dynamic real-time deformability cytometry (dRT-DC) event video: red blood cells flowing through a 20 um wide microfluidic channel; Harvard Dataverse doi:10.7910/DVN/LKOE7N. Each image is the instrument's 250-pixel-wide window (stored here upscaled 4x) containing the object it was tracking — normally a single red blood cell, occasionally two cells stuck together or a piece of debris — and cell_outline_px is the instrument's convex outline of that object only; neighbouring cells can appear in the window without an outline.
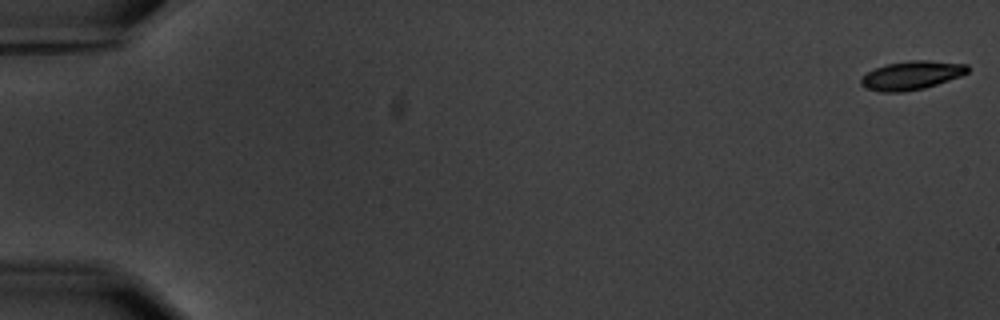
{"species": "common noctule bat (a hibernating species)", "species_latin": "Nyctalus noctula", "temperature_condition": "warm", "stored_images_in_passage": 6, "camera_frame_rate_fps": 3000, "um_per_image_px": 0.085, "animal": {"sex": "male", "body_mass_g": 20.1, "forearm_length_mm": 53.5}, "frame": {"image": 1, "passage_image": 1, "time_ms": 0.0, "image_size_px": [1000, 320], "cell_outline_px": [[968, 72], [960, 76], [924, 88], [904, 92], [880, 92], [864, 88], [860, 84], [860, 80], [868, 72], [876, 68], [888, 64], [908, 60], [928, 60], [968, 64]], "centroid_in_image_um": [77.47, 6.41], "position_along_channel_um": 7.5, "area_um2": 17.74}}
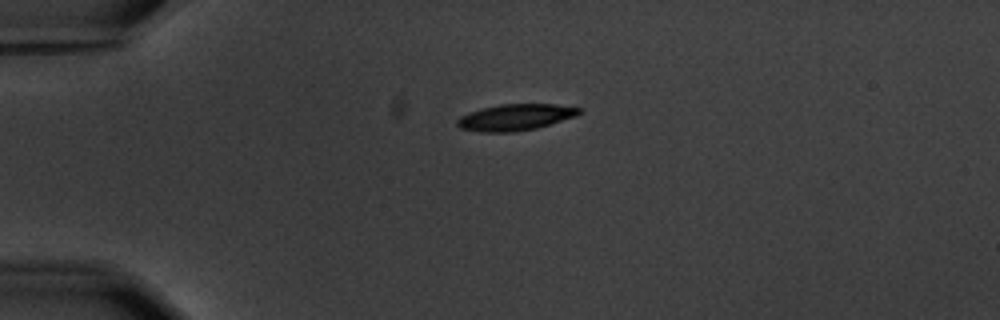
{"frame": {"image": 2, "passage_image": 5, "time_ms": 4.667, "image_size_px": [1000, 320], "cell_outline_px": [[580, 112], [576, 116], [536, 128], [512, 132], [480, 132], [460, 128], [456, 124], [456, 120], [460, 116], [468, 112], [500, 104], [556, 104], [580, 108]], "centroid_in_image_um": [43.77, 9.97], "position_along_channel_um": 41.2, "area_um2": 18.61}}